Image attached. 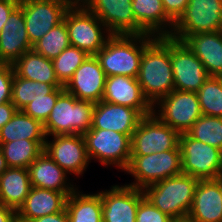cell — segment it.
Segmentation results:
<instances>
[{
    "mask_svg": "<svg viewBox=\"0 0 222 222\" xmlns=\"http://www.w3.org/2000/svg\"><path fill=\"white\" fill-rule=\"evenodd\" d=\"M180 134L153 113L144 116L131 137V156H144L176 149Z\"/></svg>",
    "mask_w": 222,
    "mask_h": 222,
    "instance_id": "8fae6325",
    "label": "cell"
},
{
    "mask_svg": "<svg viewBox=\"0 0 222 222\" xmlns=\"http://www.w3.org/2000/svg\"><path fill=\"white\" fill-rule=\"evenodd\" d=\"M151 35H111L95 54L105 75L137 78L145 47L154 39Z\"/></svg>",
    "mask_w": 222,
    "mask_h": 222,
    "instance_id": "7a4b0ae2",
    "label": "cell"
},
{
    "mask_svg": "<svg viewBox=\"0 0 222 222\" xmlns=\"http://www.w3.org/2000/svg\"><path fill=\"white\" fill-rule=\"evenodd\" d=\"M46 140L19 139L0 143L9 168H26L44 151Z\"/></svg>",
    "mask_w": 222,
    "mask_h": 222,
    "instance_id": "f546056e",
    "label": "cell"
},
{
    "mask_svg": "<svg viewBox=\"0 0 222 222\" xmlns=\"http://www.w3.org/2000/svg\"><path fill=\"white\" fill-rule=\"evenodd\" d=\"M11 65L15 76L36 82L52 84L55 88L64 87L56 77L52 60L47 59L33 49L26 51Z\"/></svg>",
    "mask_w": 222,
    "mask_h": 222,
    "instance_id": "484cf974",
    "label": "cell"
},
{
    "mask_svg": "<svg viewBox=\"0 0 222 222\" xmlns=\"http://www.w3.org/2000/svg\"><path fill=\"white\" fill-rule=\"evenodd\" d=\"M137 81L152 106L174 89L170 36L155 37L145 47Z\"/></svg>",
    "mask_w": 222,
    "mask_h": 222,
    "instance_id": "6da1fadb",
    "label": "cell"
},
{
    "mask_svg": "<svg viewBox=\"0 0 222 222\" xmlns=\"http://www.w3.org/2000/svg\"><path fill=\"white\" fill-rule=\"evenodd\" d=\"M29 222H70V220L67 215L66 209L64 208L61 212L45 215Z\"/></svg>",
    "mask_w": 222,
    "mask_h": 222,
    "instance_id": "b9f144b4",
    "label": "cell"
},
{
    "mask_svg": "<svg viewBox=\"0 0 222 222\" xmlns=\"http://www.w3.org/2000/svg\"><path fill=\"white\" fill-rule=\"evenodd\" d=\"M28 170L32 187L63 192L67 196L77 189L68 173L44 151L29 165Z\"/></svg>",
    "mask_w": 222,
    "mask_h": 222,
    "instance_id": "7402d4cb",
    "label": "cell"
},
{
    "mask_svg": "<svg viewBox=\"0 0 222 222\" xmlns=\"http://www.w3.org/2000/svg\"><path fill=\"white\" fill-rule=\"evenodd\" d=\"M170 58L174 77V89L197 92L209 75L203 63L183 41L170 36Z\"/></svg>",
    "mask_w": 222,
    "mask_h": 222,
    "instance_id": "4fadbf2b",
    "label": "cell"
},
{
    "mask_svg": "<svg viewBox=\"0 0 222 222\" xmlns=\"http://www.w3.org/2000/svg\"><path fill=\"white\" fill-rule=\"evenodd\" d=\"M184 42L203 63L209 76L222 77V31L194 34Z\"/></svg>",
    "mask_w": 222,
    "mask_h": 222,
    "instance_id": "d4e9b609",
    "label": "cell"
},
{
    "mask_svg": "<svg viewBox=\"0 0 222 222\" xmlns=\"http://www.w3.org/2000/svg\"><path fill=\"white\" fill-rule=\"evenodd\" d=\"M0 222H17V211L0 203Z\"/></svg>",
    "mask_w": 222,
    "mask_h": 222,
    "instance_id": "7bdbcfd3",
    "label": "cell"
},
{
    "mask_svg": "<svg viewBox=\"0 0 222 222\" xmlns=\"http://www.w3.org/2000/svg\"><path fill=\"white\" fill-rule=\"evenodd\" d=\"M199 179L181 173L151 184L143 189L144 196L161 212L177 221H186L193 204Z\"/></svg>",
    "mask_w": 222,
    "mask_h": 222,
    "instance_id": "3957f363",
    "label": "cell"
},
{
    "mask_svg": "<svg viewBox=\"0 0 222 222\" xmlns=\"http://www.w3.org/2000/svg\"><path fill=\"white\" fill-rule=\"evenodd\" d=\"M89 160L125 171L131 160V137L113 130L89 129L83 134Z\"/></svg>",
    "mask_w": 222,
    "mask_h": 222,
    "instance_id": "52a82bcc",
    "label": "cell"
},
{
    "mask_svg": "<svg viewBox=\"0 0 222 222\" xmlns=\"http://www.w3.org/2000/svg\"><path fill=\"white\" fill-rule=\"evenodd\" d=\"M67 197L63 192L31 187L25 202L17 211V222H29L61 212L65 208Z\"/></svg>",
    "mask_w": 222,
    "mask_h": 222,
    "instance_id": "cb8c5ba5",
    "label": "cell"
},
{
    "mask_svg": "<svg viewBox=\"0 0 222 222\" xmlns=\"http://www.w3.org/2000/svg\"><path fill=\"white\" fill-rule=\"evenodd\" d=\"M19 5L17 0H0V32L11 12Z\"/></svg>",
    "mask_w": 222,
    "mask_h": 222,
    "instance_id": "ab89813d",
    "label": "cell"
},
{
    "mask_svg": "<svg viewBox=\"0 0 222 222\" xmlns=\"http://www.w3.org/2000/svg\"><path fill=\"white\" fill-rule=\"evenodd\" d=\"M52 138L50 141L46 137L44 152L69 175L82 177L91 163L83 135H54Z\"/></svg>",
    "mask_w": 222,
    "mask_h": 222,
    "instance_id": "5bb4252c",
    "label": "cell"
},
{
    "mask_svg": "<svg viewBox=\"0 0 222 222\" xmlns=\"http://www.w3.org/2000/svg\"><path fill=\"white\" fill-rule=\"evenodd\" d=\"M132 11L136 23L147 35L171 36L175 22L166 14L162 0H132Z\"/></svg>",
    "mask_w": 222,
    "mask_h": 222,
    "instance_id": "603a6c76",
    "label": "cell"
},
{
    "mask_svg": "<svg viewBox=\"0 0 222 222\" xmlns=\"http://www.w3.org/2000/svg\"><path fill=\"white\" fill-rule=\"evenodd\" d=\"M144 197L142 189L127 183L101 190L103 222H136L138 205Z\"/></svg>",
    "mask_w": 222,
    "mask_h": 222,
    "instance_id": "2e32d148",
    "label": "cell"
},
{
    "mask_svg": "<svg viewBox=\"0 0 222 222\" xmlns=\"http://www.w3.org/2000/svg\"><path fill=\"white\" fill-rule=\"evenodd\" d=\"M182 172L199 180L217 179L222 175V151L198 141L187 133L180 134Z\"/></svg>",
    "mask_w": 222,
    "mask_h": 222,
    "instance_id": "30bf717a",
    "label": "cell"
},
{
    "mask_svg": "<svg viewBox=\"0 0 222 222\" xmlns=\"http://www.w3.org/2000/svg\"><path fill=\"white\" fill-rule=\"evenodd\" d=\"M14 70L10 63L0 65V104L11 102Z\"/></svg>",
    "mask_w": 222,
    "mask_h": 222,
    "instance_id": "74e56055",
    "label": "cell"
},
{
    "mask_svg": "<svg viewBox=\"0 0 222 222\" xmlns=\"http://www.w3.org/2000/svg\"><path fill=\"white\" fill-rule=\"evenodd\" d=\"M186 133L222 151V117L202 115Z\"/></svg>",
    "mask_w": 222,
    "mask_h": 222,
    "instance_id": "836d02e7",
    "label": "cell"
},
{
    "mask_svg": "<svg viewBox=\"0 0 222 222\" xmlns=\"http://www.w3.org/2000/svg\"><path fill=\"white\" fill-rule=\"evenodd\" d=\"M65 90L64 87L55 88L50 94L40 97L39 99H34L32 102L28 103L22 111L45 124L50 116L51 110L55 106L58 96Z\"/></svg>",
    "mask_w": 222,
    "mask_h": 222,
    "instance_id": "d590c367",
    "label": "cell"
},
{
    "mask_svg": "<svg viewBox=\"0 0 222 222\" xmlns=\"http://www.w3.org/2000/svg\"><path fill=\"white\" fill-rule=\"evenodd\" d=\"M186 221L222 222L221 176L199 180Z\"/></svg>",
    "mask_w": 222,
    "mask_h": 222,
    "instance_id": "ac0fdd59",
    "label": "cell"
},
{
    "mask_svg": "<svg viewBox=\"0 0 222 222\" xmlns=\"http://www.w3.org/2000/svg\"><path fill=\"white\" fill-rule=\"evenodd\" d=\"M136 222H176V221L167 214L161 212L146 197H144L138 205Z\"/></svg>",
    "mask_w": 222,
    "mask_h": 222,
    "instance_id": "8d00e7d4",
    "label": "cell"
},
{
    "mask_svg": "<svg viewBox=\"0 0 222 222\" xmlns=\"http://www.w3.org/2000/svg\"><path fill=\"white\" fill-rule=\"evenodd\" d=\"M196 94L202 115L222 117V77L209 76Z\"/></svg>",
    "mask_w": 222,
    "mask_h": 222,
    "instance_id": "d6a6232c",
    "label": "cell"
},
{
    "mask_svg": "<svg viewBox=\"0 0 222 222\" xmlns=\"http://www.w3.org/2000/svg\"><path fill=\"white\" fill-rule=\"evenodd\" d=\"M44 124L17 110L12 118L0 129V143L19 139L46 140Z\"/></svg>",
    "mask_w": 222,
    "mask_h": 222,
    "instance_id": "f1b7e54d",
    "label": "cell"
},
{
    "mask_svg": "<svg viewBox=\"0 0 222 222\" xmlns=\"http://www.w3.org/2000/svg\"><path fill=\"white\" fill-rule=\"evenodd\" d=\"M152 113L179 134L186 133L202 116L196 92L173 89L152 106Z\"/></svg>",
    "mask_w": 222,
    "mask_h": 222,
    "instance_id": "9c48e42d",
    "label": "cell"
},
{
    "mask_svg": "<svg viewBox=\"0 0 222 222\" xmlns=\"http://www.w3.org/2000/svg\"><path fill=\"white\" fill-rule=\"evenodd\" d=\"M142 118L136 109L101 100L95 104L90 129H107L132 136Z\"/></svg>",
    "mask_w": 222,
    "mask_h": 222,
    "instance_id": "ffe728a7",
    "label": "cell"
},
{
    "mask_svg": "<svg viewBox=\"0 0 222 222\" xmlns=\"http://www.w3.org/2000/svg\"><path fill=\"white\" fill-rule=\"evenodd\" d=\"M17 109L12 102L0 104V129L12 118Z\"/></svg>",
    "mask_w": 222,
    "mask_h": 222,
    "instance_id": "60d3db41",
    "label": "cell"
},
{
    "mask_svg": "<svg viewBox=\"0 0 222 222\" xmlns=\"http://www.w3.org/2000/svg\"><path fill=\"white\" fill-rule=\"evenodd\" d=\"M106 77L95 55H89L64 88L78 100L96 104L102 100Z\"/></svg>",
    "mask_w": 222,
    "mask_h": 222,
    "instance_id": "e0dca14e",
    "label": "cell"
},
{
    "mask_svg": "<svg viewBox=\"0 0 222 222\" xmlns=\"http://www.w3.org/2000/svg\"><path fill=\"white\" fill-rule=\"evenodd\" d=\"M31 187L28 169L8 167L0 176V203L18 211Z\"/></svg>",
    "mask_w": 222,
    "mask_h": 222,
    "instance_id": "4316f807",
    "label": "cell"
},
{
    "mask_svg": "<svg viewBox=\"0 0 222 222\" xmlns=\"http://www.w3.org/2000/svg\"><path fill=\"white\" fill-rule=\"evenodd\" d=\"M217 31H222V0H189L171 37L184 42L191 35Z\"/></svg>",
    "mask_w": 222,
    "mask_h": 222,
    "instance_id": "ba28073f",
    "label": "cell"
},
{
    "mask_svg": "<svg viewBox=\"0 0 222 222\" xmlns=\"http://www.w3.org/2000/svg\"><path fill=\"white\" fill-rule=\"evenodd\" d=\"M112 35H145L132 11V0H80Z\"/></svg>",
    "mask_w": 222,
    "mask_h": 222,
    "instance_id": "9a60e30c",
    "label": "cell"
},
{
    "mask_svg": "<svg viewBox=\"0 0 222 222\" xmlns=\"http://www.w3.org/2000/svg\"><path fill=\"white\" fill-rule=\"evenodd\" d=\"M32 47L26 31L23 10L18 5L0 32V60L12 64L26 51L32 50Z\"/></svg>",
    "mask_w": 222,
    "mask_h": 222,
    "instance_id": "44dd1931",
    "label": "cell"
},
{
    "mask_svg": "<svg viewBox=\"0 0 222 222\" xmlns=\"http://www.w3.org/2000/svg\"><path fill=\"white\" fill-rule=\"evenodd\" d=\"M95 103L78 100L64 90L44 124L46 136L84 134L92 127Z\"/></svg>",
    "mask_w": 222,
    "mask_h": 222,
    "instance_id": "277c9868",
    "label": "cell"
},
{
    "mask_svg": "<svg viewBox=\"0 0 222 222\" xmlns=\"http://www.w3.org/2000/svg\"><path fill=\"white\" fill-rule=\"evenodd\" d=\"M83 194L77 189L66 199L65 209L70 222H103L101 191Z\"/></svg>",
    "mask_w": 222,
    "mask_h": 222,
    "instance_id": "83f0119b",
    "label": "cell"
},
{
    "mask_svg": "<svg viewBox=\"0 0 222 222\" xmlns=\"http://www.w3.org/2000/svg\"><path fill=\"white\" fill-rule=\"evenodd\" d=\"M70 45L68 29L63 20L39 39L32 49L47 59L53 60Z\"/></svg>",
    "mask_w": 222,
    "mask_h": 222,
    "instance_id": "1f68e13d",
    "label": "cell"
},
{
    "mask_svg": "<svg viewBox=\"0 0 222 222\" xmlns=\"http://www.w3.org/2000/svg\"><path fill=\"white\" fill-rule=\"evenodd\" d=\"M88 56L84 50L70 45L58 57L52 60L56 77L63 86L67 84L75 70Z\"/></svg>",
    "mask_w": 222,
    "mask_h": 222,
    "instance_id": "e575fe53",
    "label": "cell"
},
{
    "mask_svg": "<svg viewBox=\"0 0 222 222\" xmlns=\"http://www.w3.org/2000/svg\"><path fill=\"white\" fill-rule=\"evenodd\" d=\"M189 0H162L166 14L176 22L184 13Z\"/></svg>",
    "mask_w": 222,
    "mask_h": 222,
    "instance_id": "f35d334b",
    "label": "cell"
},
{
    "mask_svg": "<svg viewBox=\"0 0 222 222\" xmlns=\"http://www.w3.org/2000/svg\"><path fill=\"white\" fill-rule=\"evenodd\" d=\"M131 175L134 181L127 185L137 189L162 181L163 179L177 176L182 172L181 148L144 156H131L130 163L124 171Z\"/></svg>",
    "mask_w": 222,
    "mask_h": 222,
    "instance_id": "8992f818",
    "label": "cell"
},
{
    "mask_svg": "<svg viewBox=\"0 0 222 222\" xmlns=\"http://www.w3.org/2000/svg\"><path fill=\"white\" fill-rule=\"evenodd\" d=\"M54 89L55 87L52 84L39 81L36 82L14 75L11 102L15 105L17 110H22L34 99L44 97L50 94Z\"/></svg>",
    "mask_w": 222,
    "mask_h": 222,
    "instance_id": "4dcf8cb0",
    "label": "cell"
},
{
    "mask_svg": "<svg viewBox=\"0 0 222 222\" xmlns=\"http://www.w3.org/2000/svg\"><path fill=\"white\" fill-rule=\"evenodd\" d=\"M19 2V4L27 2V1H31V0H17Z\"/></svg>",
    "mask_w": 222,
    "mask_h": 222,
    "instance_id": "f6af8a7d",
    "label": "cell"
},
{
    "mask_svg": "<svg viewBox=\"0 0 222 222\" xmlns=\"http://www.w3.org/2000/svg\"><path fill=\"white\" fill-rule=\"evenodd\" d=\"M72 46L95 55L112 35L103 22L80 0H76L64 15Z\"/></svg>",
    "mask_w": 222,
    "mask_h": 222,
    "instance_id": "5b68a950",
    "label": "cell"
},
{
    "mask_svg": "<svg viewBox=\"0 0 222 222\" xmlns=\"http://www.w3.org/2000/svg\"><path fill=\"white\" fill-rule=\"evenodd\" d=\"M76 0H31L19 4L23 10L26 31L33 46L50 29L64 20Z\"/></svg>",
    "mask_w": 222,
    "mask_h": 222,
    "instance_id": "7c38bea8",
    "label": "cell"
},
{
    "mask_svg": "<svg viewBox=\"0 0 222 222\" xmlns=\"http://www.w3.org/2000/svg\"><path fill=\"white\" fill-rule=\"evenodd\" d=\"M8 165L6 163L5 157L3 156L2 150L0 148V176L7 170Z\"/></svg>",
    "mask_w": 222,
    "mask_h": 222,
    "instance_id": "ee69618b",
    "label": "cell"
},
{
    "mask_svg": "<svg viewBox=\"0 0 222 222\" xmlns=\"http://www.w3.org/2000/svg\"><path fill=\"white\" fill-rule=\"evenodd\" d=\"M221 195H222V175H221Z\"/></svg>",
    "mask_w": 222,
    "mask_h": 222,
    "instance_id": "bcb514c9",
    "label": "cell"
},
{
    "mask_svg": "<svg viewBox=\"0 0 222 222\" xmlns=\"http://www.w3.org/2000/svg\"><path fill=\"white\" fill-rule=\"evenodd\" d=\"M102 100L136 109L143 117L152 114V105L144 97L137 78L122 75L106 77Z\"/></svg>",
    "mask_w": 222,
    "mask_h": 222,
    "instance_id": "d6986e66",
    "label": "cell"
}]
</instances>
